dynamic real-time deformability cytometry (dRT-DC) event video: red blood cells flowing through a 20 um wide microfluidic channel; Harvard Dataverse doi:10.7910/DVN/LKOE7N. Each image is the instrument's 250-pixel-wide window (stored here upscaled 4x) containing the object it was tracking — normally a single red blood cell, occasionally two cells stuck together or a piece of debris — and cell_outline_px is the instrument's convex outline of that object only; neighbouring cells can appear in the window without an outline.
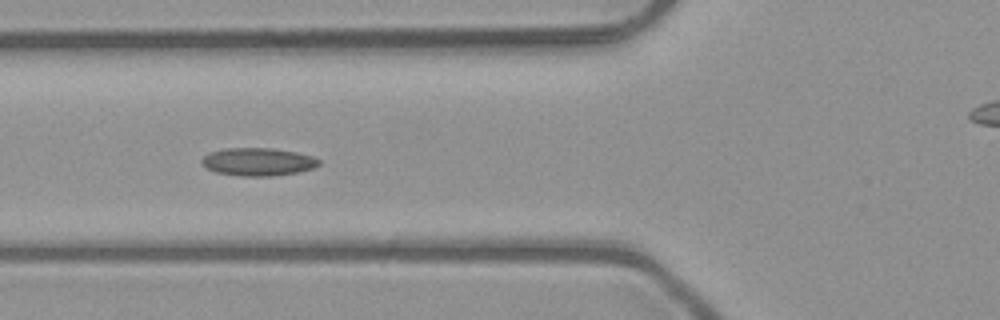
{"species": "common noctule bat (a hibernating species)", "species_latin": "Nyctalus noctula", "temperature_condition": "room temperature", "stored_images_in_passage": 8, "camera_frame_rate_fps": 3000, "um_per_image_px": 0.085, "animal": {"sex": "male", "body_mass_g": 23.1, "forearm_length_mm": 52.7}, "frame": {"image": 1, "passage_image": 6, "time_ms": 1.667, "image_size_px": [1000, 320], "cell_outline_px": [[320, 164], [312, 168], [296, 172], [272, 176], [240, 176], [216, 172], [200, 164], [200, 160], [208, 152], [224, 148], [272, 148], [296, 152], [312, 156], [320, 160]], "centroid_in_image_um": [21.89, 13.74], "position_along_channel_um": 103.9, "area_um2": 19.07}}
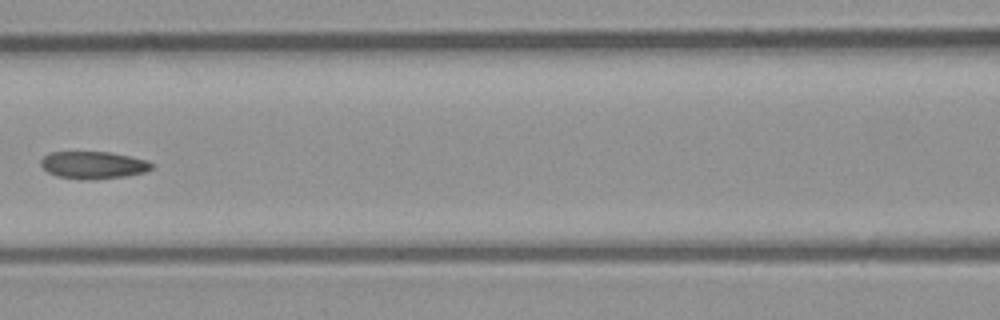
{"frame": {"image": 2, "passage_image": 7, "time_ms": 2.0, "image_size_px": [1000, 320], "cell_outline_px": [[152, 168], [144, 172], [128, 176], [92, 180], [84, 180], [56, 176], [48, 172], [40, 164], [40, 160], [44, 156], [52, 152], [108, 152], [148, 160], [152, 164]], "centroid_in_image_um": [7.92, 14.04], "position_along_channel_um": 158.7, "area_um2": 17.69}}
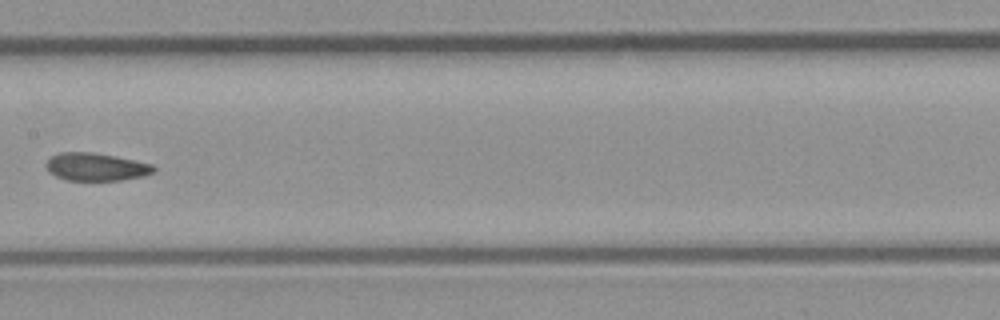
{"frame": {"image": 3, "passage_image": 8, "time_ms": 2.333, "image_size_px": [1000, 320], "cell_outline_px": [[156, 168], [152, 172], [144, 176], [120, 180], [68, 180], [56, 176], [48, 172], [44, 164], [48, 156], [60, 152], [92, 152], [152, 164]], "centroid_in_image_um": [8.08, 14.18], "position_along_channel_um": 199.3, "area_um2": 17.4}}